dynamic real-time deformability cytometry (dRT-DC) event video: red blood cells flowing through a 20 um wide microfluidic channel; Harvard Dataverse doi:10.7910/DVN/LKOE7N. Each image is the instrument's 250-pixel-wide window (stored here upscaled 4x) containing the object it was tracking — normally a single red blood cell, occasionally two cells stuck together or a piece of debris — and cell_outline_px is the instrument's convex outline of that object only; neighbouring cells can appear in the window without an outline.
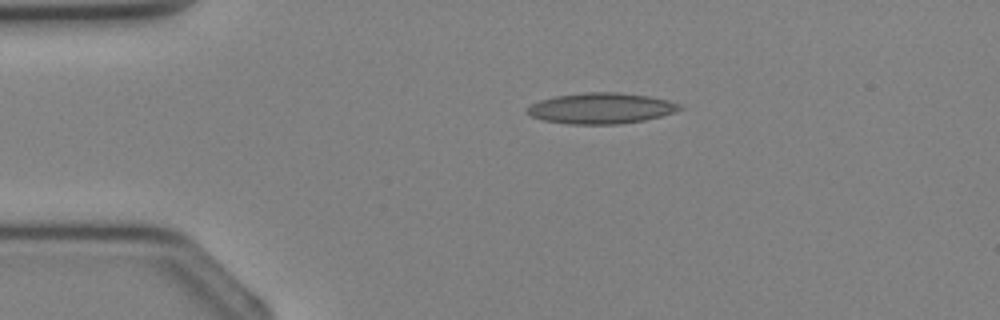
{"species": "Egyptian fruit bat (a non-hibernating species)", "species_latin": "Rousettus aegyptiacus", "temperature_condition": "cold", "stored_images_in_passage": 2, "camera_frame_rate_fps": 3000, "um_per_image_px": 0.085, "animal": {"sex": "female"}, "frame": {"image": 1, "passage_image": 1, "time_ms": 0.0, "image_size_px": [1000, 320], "cell_outline_px": [[684, 108], [660, 116], [644, 120], [620, 124], [568, 124], [540, 120], [532, 116], [524, 108], [540, 100], [556, 96], [588, 92], [620, 92], [648, 96], [668, 100], [680, 104]], "centroid_in_image_um": [51.07, 9.2], "position_along_channel_um": 33.9, "area_um2": 27.34}}